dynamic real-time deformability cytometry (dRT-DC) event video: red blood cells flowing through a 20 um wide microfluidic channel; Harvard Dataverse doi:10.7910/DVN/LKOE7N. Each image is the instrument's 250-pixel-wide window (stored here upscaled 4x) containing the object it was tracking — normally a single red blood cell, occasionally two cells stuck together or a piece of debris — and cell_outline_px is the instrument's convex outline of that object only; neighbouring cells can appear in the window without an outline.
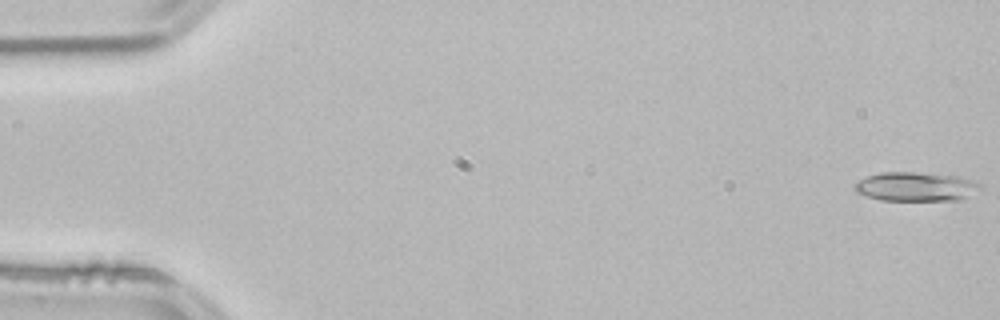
{"species": "common noctule bat (a hibernating species)", "species_latin": "Nyctalus noctula", "temperature_condition": "room temperature", "stored_images_in_passage": 53, "camera_frame_rate_fps": 3000, "um_per_image_px": 0.085, "animal": {"sex": "male", "body_mass_g": 21.5, "forearm_length_mm": 52.0}, "frame": {"image": 1, "passage_image": 1, "time_ms": 0.0, "image_size_px": [1000, 320], "cell_outline_px": [[984, 192], [960, 200], [880, 200], [856, 192], [852, 188], [852, 184], [868, 176], [880, 172], [916, 172], [956, 176], [972, 180], [980, 184], [984, 188]], "centroid_in_image_um": [77.92, 15.87], "position_along_channel_um": 7.1, "area_um2": 21.68}}
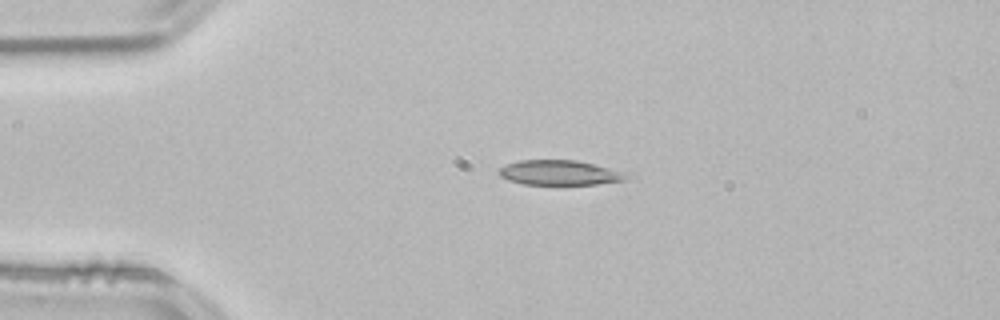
{"frame": {"image": 2, "passage_image": 12, "time_ms": 3.667, "image_size_px": [1000, 320], "cell_outline_px": [[628, 180], [596, 184], [524, 184], [508, 180], [500, 176], [496, 172], [500, 168], [508, 164], [520, 160], [576, 160], [624, 172], [628, 176]], "centroid_in_image_um": [47.54, 14.68], "position_along_channel_um": 37.5, "area_um2": 18.26}}
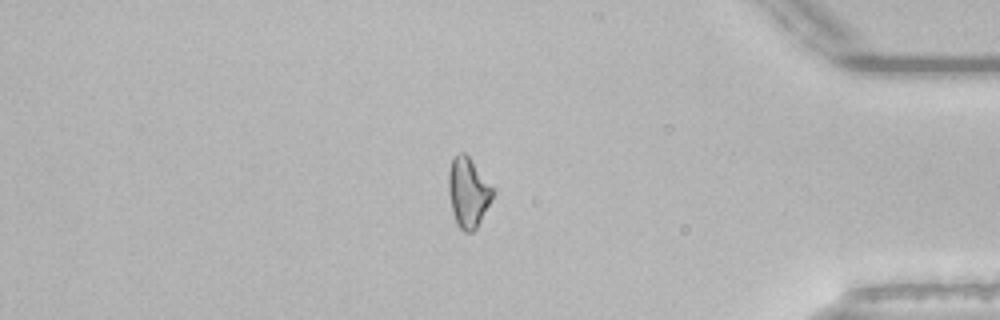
{"frame": {"image": 3, "passage_image": 45, "time_ms": 14.667, "image_size_px": [1000, 320], "cell_outline_px": [[496, 192], [492, 200], [476, 228], [472, 232], [464, 232], [456, 224], [452, 212], [448, 192], [448, 172], [452, 160], [460, 152], [464, 152], [468, 156], [496, 188]], "centroid_in_image_um": [39.82, 16.36], "position_along_channel_um": 395.4, "area_um2": 18.32}}